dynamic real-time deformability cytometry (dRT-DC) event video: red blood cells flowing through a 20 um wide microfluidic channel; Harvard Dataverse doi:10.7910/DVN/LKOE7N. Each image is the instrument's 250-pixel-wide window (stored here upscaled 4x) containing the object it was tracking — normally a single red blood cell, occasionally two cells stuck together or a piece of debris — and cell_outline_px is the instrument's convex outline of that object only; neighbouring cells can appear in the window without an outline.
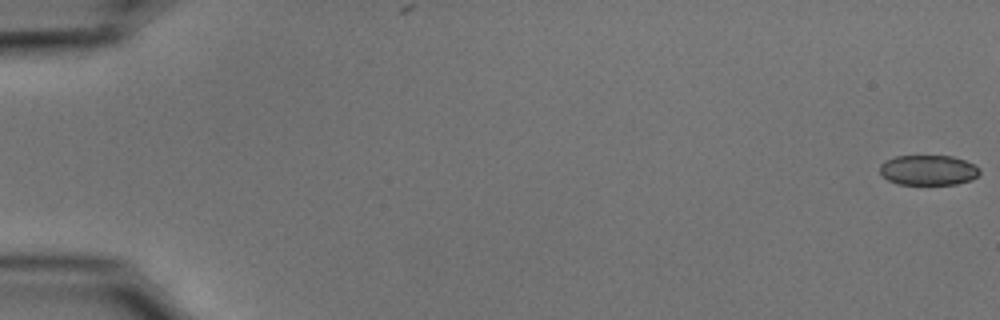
{"species": "common noctule bat (a hibernating species)", "species_latin": "Nyctalus noctula", "temperature_condition": "cold", "stored_images_in_passage": 53, "camera_frame_rate_fps": 3000, "um_per_image_px": 0.085, "animal": {"sex": "male", "body_mass_g": 15.6}, "frame": {"image": 1, "passage_image": 1, "time_ms": 0.0, "image_size_px": [1000, 320], "cell_outline_px": [[980, 172], [972, 180], [956, 184], [896, 184], [888, 180], [880, 172], [880, 164], [896, 156], [952, 156], [964, 160], [980, 168]], "centroid_in_image_um": [78.91, 14.46], "position_along_channel_um": 6.1, "area_um2": 17.4}}
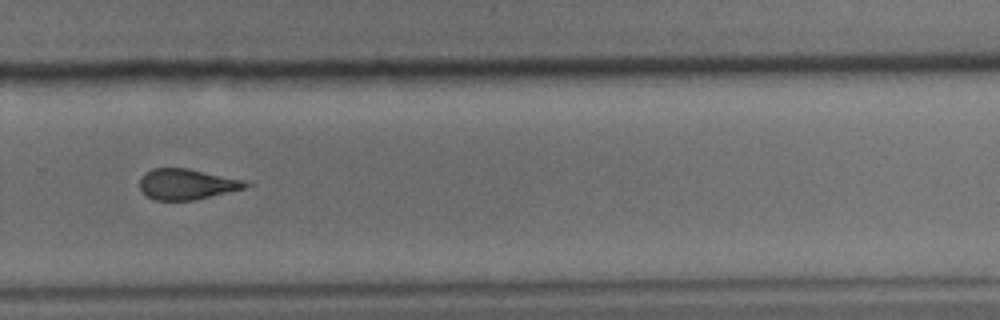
{"frame": {"image": 2, "passage_image": 39, "time_ms": 12.667, "image_size_px": [1000, 320], "cell_outline_px": [[256, 184], [244, 188], [196, 200], [156, 200], [148, 196], [140, 188], [140, 176], [144, 172], [152, 168], [188, 168], [244, 180]], "centroid_in_image_um": [15.89, 15.64], "position_along_channel_um": 313.9, "area_um2": 19.02}}
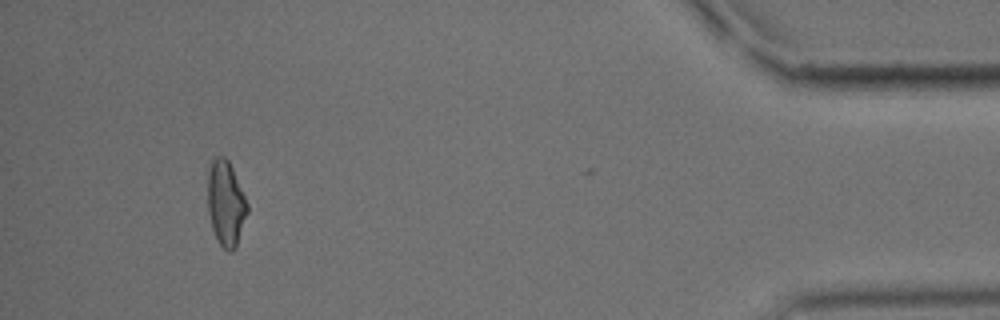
{"frame": {"image": 3, "passage_image": 52, "time_ms": 17.0, "image_size_px": [1000, 320], "cell_outline_px": [[248, 212], [236, 248], [232, 252], [228, 252], [216, 240], [212, 228], [208, 212], [208, 172], [212, 160], [216, 156], [224, 156], [228, 160], [232, 168], [248, 204]], "centroid_in_image_um": [19.19, 17.32], "position_along_channel_um": 416.0, "area_um2": 19.71}, "authors_computed_cell_mechanics": {"area_um2": 19.652, "velocity_mm_per_s": 3.719, "shape_relaxation_time_tau1_ms": null, "shape_relaxation_time_tau2_ms": 3.4866, "deformation_change_tau1": null, "deformation_change_tau2": 0.1263}}